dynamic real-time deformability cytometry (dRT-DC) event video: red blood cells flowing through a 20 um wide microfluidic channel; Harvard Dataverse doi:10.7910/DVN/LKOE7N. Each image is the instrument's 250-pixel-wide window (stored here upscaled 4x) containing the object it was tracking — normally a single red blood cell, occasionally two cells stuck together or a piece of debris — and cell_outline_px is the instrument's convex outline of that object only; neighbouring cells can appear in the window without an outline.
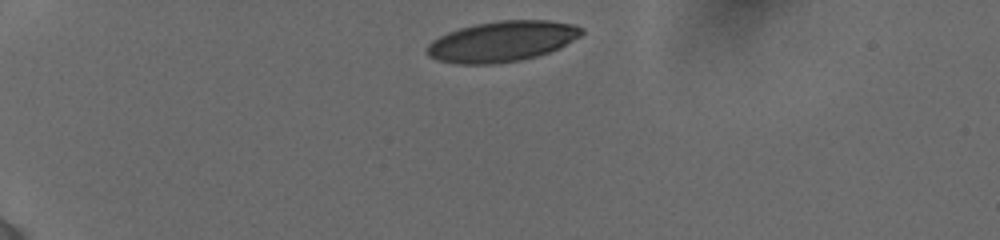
{"species": "human", "species_latin": "Homo sapiens", "temperature_condition": "cold", "stored_images_in_passage": 19, "camera_frame_rate_fps": 3000, "um_per_image_px": 0.085, "donor": {"sex": "female"}, "frame": {"image": 1, "passage_image": 1, "time_ms": 0.0, "image_size_px": [1000, 240], "cell_outline_px": [[584, 32], [580, 36], [560, 48], [536, 56], [520, 60], [496, 64], [456, 64], [436, 60], [428, 56], [428, 44], [432, 40], [448, 32], [460, 28], [476, 24], [500, 20], [548, 20], [572, 24], [584, 28]], "centroid_in_image_um": [42.68, 3.52], "position_along_channel_um": 42.3, "area_um2": 36.53}}
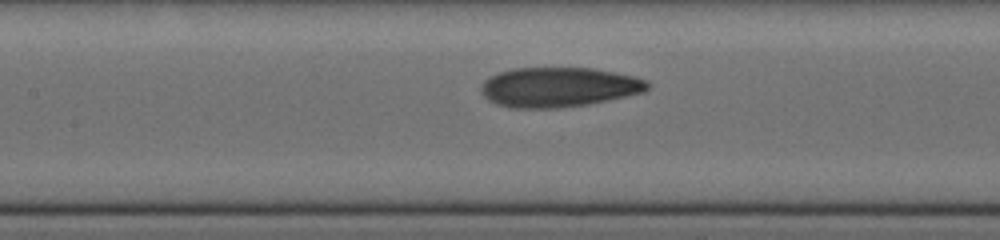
{"frame": {"image": 2, "passage_image": 14, "time_ms": 4.667, "image_size_px": [1000, 240], "cell_outline_px": [[652, 84], [644, 92], [608, 100], [588, 104], [556, 108], [512, 108], [496, 104], [488, 100], [480, 92], [480, 84], [484, 80], [500, 72], [512, 68], [592, 68], [636, 76], [648, 80]], "centroid_in_image_um": [47.49, 7.41], "position_along_channel_um": 159.9, "area_um2": 38.78}}
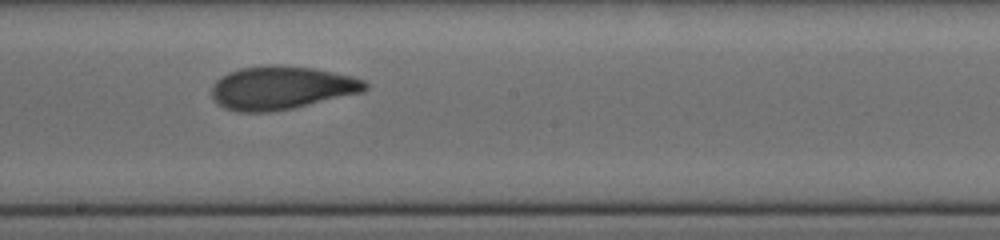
{"frame": {"image": 3, "passage_image": 19, "time_ms": 6.333, "image_size_px": [1000, 240], "cell_outline_px": [[368, 88], [364, 92], [292, 108], [268, 112], [240, 112], [224, 108], [212, 96], [212, 84], [220, 76], [228, 72], [240, 68], [268, 64], [280, 64], [312, 68], [352, 76], [364, 80], [368, 84]], "centroid_in_image_um": [23.92, 7.45], "position_along_channel_um": 224.3, "area_um2": 38.84}}